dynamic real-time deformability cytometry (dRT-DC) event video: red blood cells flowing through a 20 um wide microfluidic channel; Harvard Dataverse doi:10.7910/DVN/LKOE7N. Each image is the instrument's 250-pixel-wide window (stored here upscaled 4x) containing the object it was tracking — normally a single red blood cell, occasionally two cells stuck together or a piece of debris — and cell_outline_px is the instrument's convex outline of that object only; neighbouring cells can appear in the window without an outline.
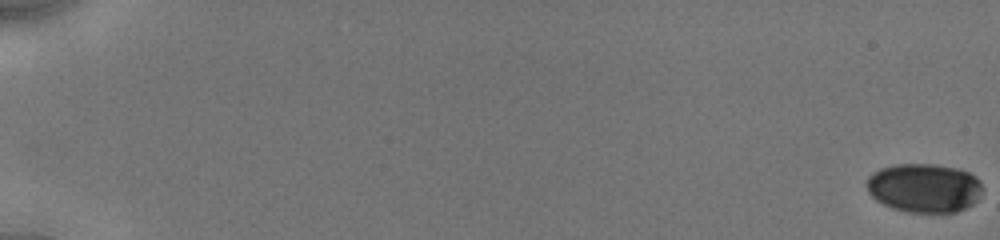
{"species": "human", "species_latin": "Homo sapiens", "temperature_condition": "cold", "stored_images_in_passage": 27, "camera_frame_rate_fps": 3000, "um_per_image_px": 0.085, "donor": {"sex": "male"}, "frame": {"image": 1, "passage_image": 1, "time_ms": 0.0, "image_size_px": [1000, 240], "cell_outline_px": [[980, 196], [972, 204], [956, 212], [908, 212], [892, 208], [876, 200], [868, 192], [868, 176], [872, 172], [880, 168], [896, 164], [932, 164], [956, 168], [968, 172], [976, 176], [980, 180]], "centroid_in_image_um": [78.54, 15.97], "position_along_channel_um": 6.5, "area_um2": 32.89}}
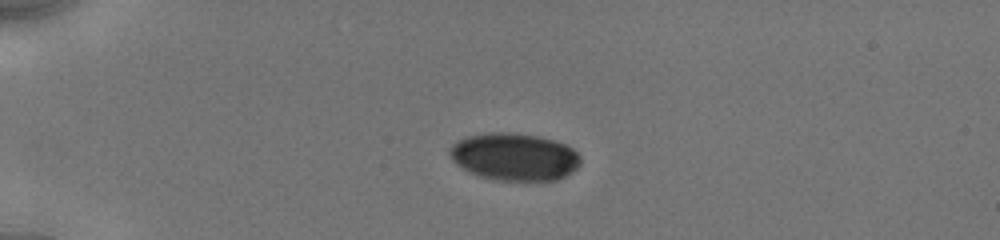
{"frame": {"image": 2, "passage_image": 22, "time_ms": 5.0, "image_size_px": [1000, 240], "cell_outline_px": [[580, 164], [572, 172], [556, 180], [492, 180], [468, 172], [460, 168], [448, 156], [448, 148], [452, 144], [468, 136], [488, 132], [508, 132], [536, 136], [552, 140], [564, 144], [572, 148], [580, 156]], "centroid_in_image_um": [43.67, 13.33], "position_along_channel_um": 41.3, "area_um2": 36.24}}